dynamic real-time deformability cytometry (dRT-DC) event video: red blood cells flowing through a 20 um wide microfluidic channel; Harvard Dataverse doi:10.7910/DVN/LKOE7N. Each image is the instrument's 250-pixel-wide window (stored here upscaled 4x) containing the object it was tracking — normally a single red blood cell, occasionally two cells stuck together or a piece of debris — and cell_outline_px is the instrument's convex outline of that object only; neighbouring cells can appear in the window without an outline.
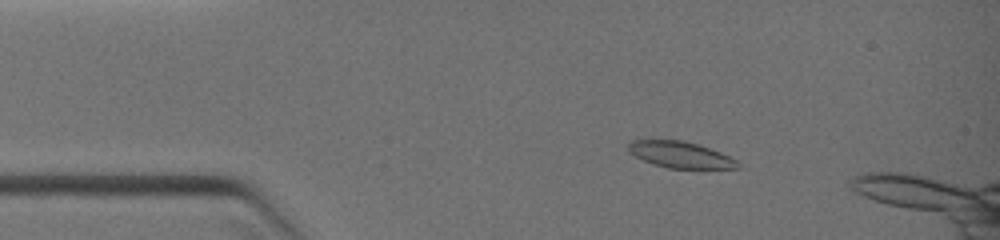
{"species": "common noctule bat (a hibernating species)", "species_latin": "Nyctalus noctula", "temperature_condition": "warm", "stored_images_in_passage": 6, "camera_frame_rate_fps": 3000, "um_per_image_px": 0.085, "animal": {"sex": "female", "body_mass_g": 19.0, "forearm_length_mm": 51.5}, "frame": {"image": 1, "passage_image": 3, "time_ms": 1.333, "image_size_px": [1000, 240], "cell_outline_px": [[740, 168], [668, 168], [652, 164], [628, 152], [628, 144], [636, 136], [652, 136], [684, 140], [720, 152], [736, 160], [740, 164]], "centroid_in_image_um": [57.68, 13.07], "position_along_channel_um": 27.3, "area_um2": 17.57}}